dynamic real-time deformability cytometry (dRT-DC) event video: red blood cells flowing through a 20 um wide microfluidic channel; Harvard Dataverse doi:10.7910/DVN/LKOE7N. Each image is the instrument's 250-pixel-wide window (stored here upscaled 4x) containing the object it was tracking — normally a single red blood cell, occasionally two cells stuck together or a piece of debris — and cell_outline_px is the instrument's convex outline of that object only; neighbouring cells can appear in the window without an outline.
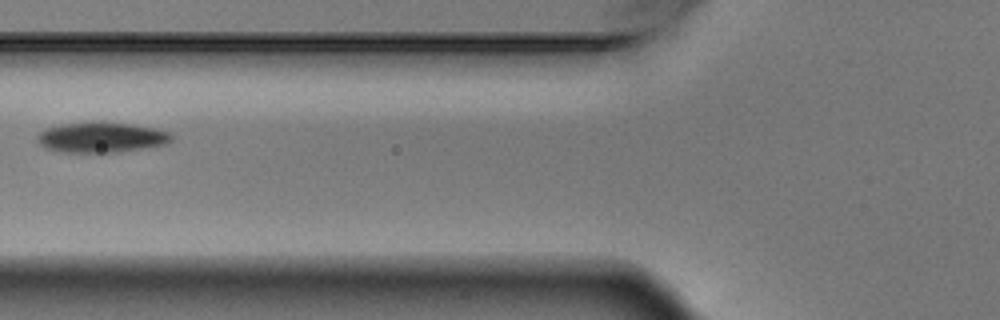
{"species": "Egyptian fruit bat (a non-hibernating species)", "species_latin": "Rousettus aegyptiacus", "temperature_condition": "warm", "stored_images_in_passage": 2, "camera_frame_rate_fps": 3000, "um_per_image_px": 0.085, "animal": {"sex": "male"}, "frame": {"image": 1, "passage_image": 2, "time_ms": 0.333, "image_size_px": [1000, 320], "cell_outline_px": [[172, 140], [164, 144], [116, 152], [64, 152], [48, 148], [40, 144], [40, 132], [48, 128], [64, 124], [88, 120], [104, 120], [132, 124], [156, 128], [168, 132], [172, 136]], "centroid_in_image_um": [8.65, 11.63], "position_along_channel_um": 117.1, "area_um2": 23.64}}